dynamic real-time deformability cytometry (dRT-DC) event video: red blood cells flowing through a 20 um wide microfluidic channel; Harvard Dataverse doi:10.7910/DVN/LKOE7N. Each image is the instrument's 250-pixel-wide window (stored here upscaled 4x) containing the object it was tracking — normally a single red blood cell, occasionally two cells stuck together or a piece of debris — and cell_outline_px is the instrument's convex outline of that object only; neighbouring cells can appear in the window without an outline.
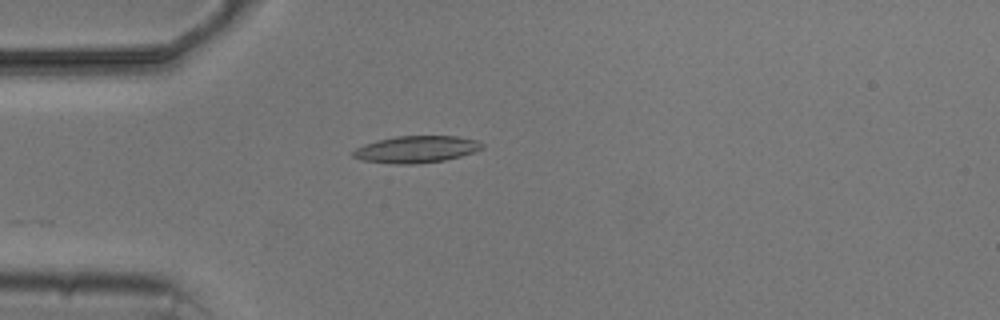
{"species": "common noctule bat (a hibernating species)", "species_latin": "Nyctalus noctula", "temperature_condition": "cold", "stored_images_in_passage": 2, "camera_frame_rate_fps": 3000, "um_per_image_px": 0.085, "animal": {"sex": "male", "body_mass_g": 20.5, "forearm_length_mm": 52.5}, "frame": {"image": 1, "passage_image": 1, "time_ms": 0.0, "image_size_px": [1000, 320], "cell_outline_px": [[484, 148], [476, 152], [444, 160], [416, 164], [396, 164], [360, 160], [352, 156], [352, 152], [356, 148], [364, 144], [376, 140], [396, 136], [456, 136], [476, 140], [484, 144]], "centroid_in_image_um": [35.38, 12.69], "position_along_channel_um": 49.6, "area_um2": 20.35}}